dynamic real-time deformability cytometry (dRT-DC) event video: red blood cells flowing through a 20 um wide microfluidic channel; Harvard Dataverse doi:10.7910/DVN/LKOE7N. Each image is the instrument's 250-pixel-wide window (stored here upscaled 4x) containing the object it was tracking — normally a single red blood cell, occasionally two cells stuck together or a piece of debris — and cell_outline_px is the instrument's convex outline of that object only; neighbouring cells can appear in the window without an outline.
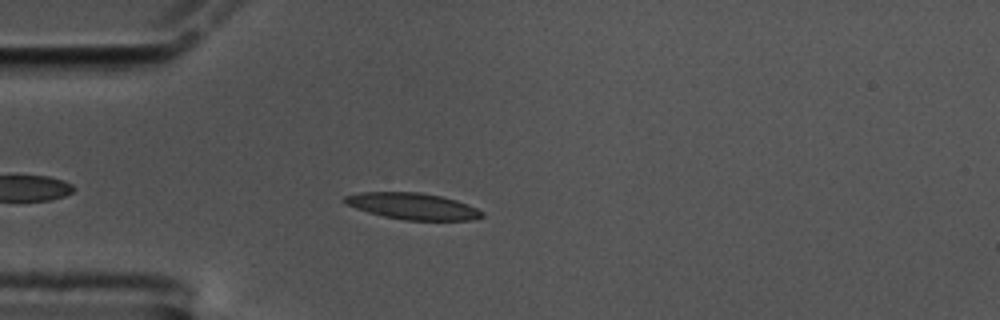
{"species": "common noctule bat (a hibernating species)", "species_latin": "Nyctalus noctula", "temperature_condition": "cold", "stored_images_in_passage": 47, "camera_frame_rate_fps": 3000, "um_per_image_px": 0.085, "animal": {"sex": "male", "body_mass_g": 17.5, "forearm_length_mm": 52.3}, "frame": {"image": 1, "passage_image": 7, "time_ms": 2.0, "image_size_px": [1000, 320], "cell_outline_px": [[484, 216], [472, 220], [404, 220], [384, 216], [368, 212], [344, 204], [340, 200], [344, 196], [360, 192], [420, 192], [440, 196], [456, 200], [468, 204], [484, 212]], "centroid_in_image_um": [35.05, 17.52], "position_along_channel_um": 50.0, "area_um2": 21.27}}
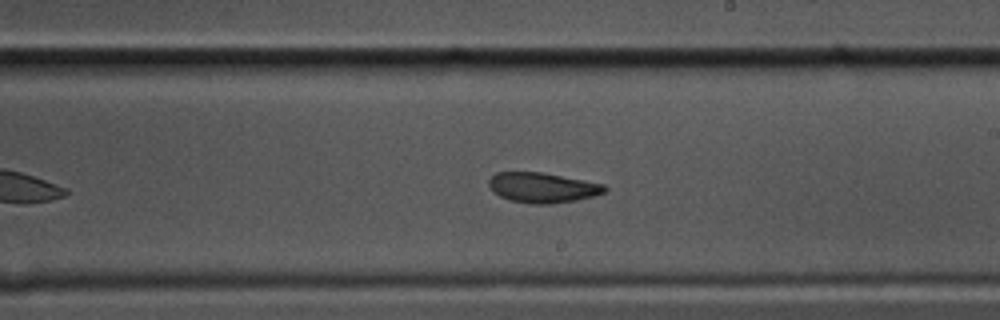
{"frame": {"image": 2, "passage_image": 25, "time_ms": 8.0, "image_size_px": [1000, 320], "cell_outline_px": [[608, 188], [604, 192], [592, 196], [576, 200], [552, 204], [532, 204], [512, 200], [500, 196], [492, 192], [488, 184], [488, 180], [496, 172], [544, 172], [604, 184]], "centroid_in_image_um": [46.1, 15.94], "position_along_channel_um": 242.9, "area_um2": 20.35}}
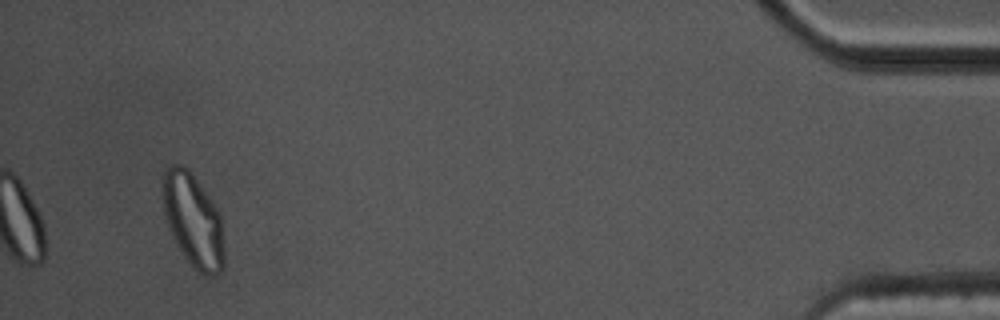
{"frame": {"image": 3, "passage_image": 47, "time_ms": 15.333, "image_size_px": [1000, 320], "cell_outline_px": [[224, 268], [216, 276], [204, 276], [184, 256], [168, 224], [164, 212], [160, 188], [160, 180], [164, 168], [168, 164], [184, 164], [188, 168], [220, 212], [224, 256]], "centroid_in_image_um": [16.39, 18.65], "position_along_channel_um": 418.8, "area_um2": 33.64}, "authors_computed_cell_mechanics": {"area_um2": 20.8658, "velocity_mm_per_s": 3.4117, "shape_relaxation_time_tau1_ms": 4.5597, "shape_relaxation_time_tau2_ms": 2.5197, "deformation_change_tau1": 0.1475, "deformation_change_tau2": 0.0903}}